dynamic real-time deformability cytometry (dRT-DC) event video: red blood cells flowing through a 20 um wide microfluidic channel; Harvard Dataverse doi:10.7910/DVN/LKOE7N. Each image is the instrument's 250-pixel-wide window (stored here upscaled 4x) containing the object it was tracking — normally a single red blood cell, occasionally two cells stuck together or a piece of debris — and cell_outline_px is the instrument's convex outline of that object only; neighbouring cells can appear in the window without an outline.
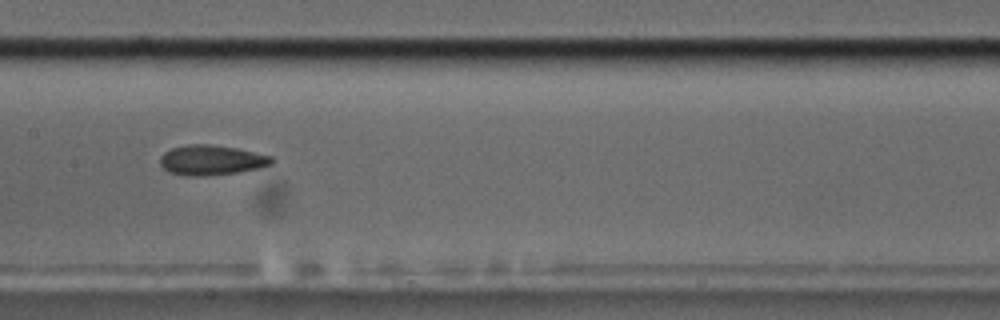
{"species": "common noctule bat (a hibernating species)", "species_latin": "Nyctalus noctula", "temperature_condition": "cold", "stored_images_in_passage": 9, "camera_frame_rate_fps": 3000, "um_per_image_px": 0.085, "animal": {"sex": "male", "body_mass_g": 17.5, "forearm_length_mm": 52.3}, "frame": {"image": 1, "passage_image": 6, "time_ms": 7.0, "image_size_px": [1000, 320], "cell_outline_px": [[276, 160], [272, 164], [240, 172], [204, 176], [188, 176], [168, 172], [160, 164], [160, 156], [164, 152], [172, 148], [188, 144], [208, 144], [236, 148], [272, 156]], "centroid_in_image_um": [17.97, 13.61], "position_along_channel_um": 189.4, "area_um2": 19.54}}
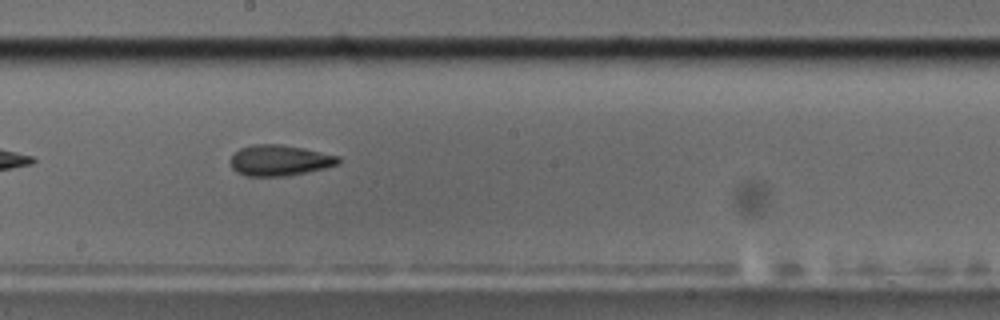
{"frame": {"image": 2, "passage_image": 7, "time_ms": 8.0, "image_size_px": [1000, 320], "cell_outline_px": [[340, 164], [324, 168], [288, 176], [244, 176], [236, 172], [232, 168], [228, 160], [240, 148], [252, 144], [280, 144], [304, 148], [340, 156]], "centroid_in_image_um": [23.75, 13.63], "position_along_channel_um": 224.5, "area_um2": 19.59}}